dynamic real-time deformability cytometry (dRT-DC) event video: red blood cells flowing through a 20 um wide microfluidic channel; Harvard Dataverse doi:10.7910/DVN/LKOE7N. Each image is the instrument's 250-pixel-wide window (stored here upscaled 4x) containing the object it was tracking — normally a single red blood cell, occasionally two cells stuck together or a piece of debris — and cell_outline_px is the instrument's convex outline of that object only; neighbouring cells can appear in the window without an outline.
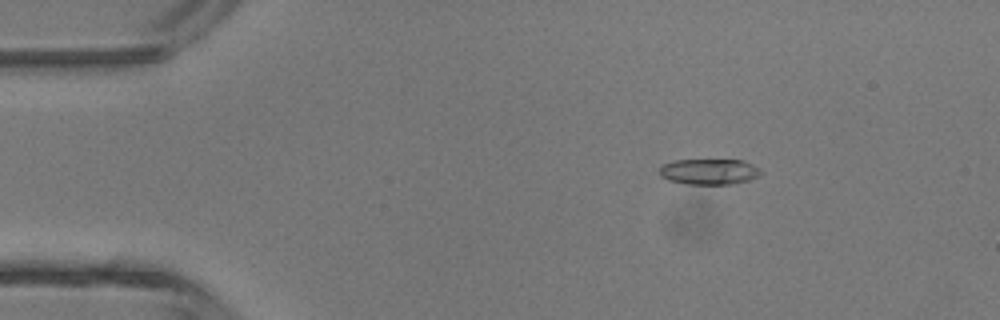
{"species": "common noctule bat (a hibernating species)", "species_latin": "Nyctalus noctula", "temperature_condition": "room temperature", "stored_images_in_passage": 4, "camera_frame_rate_fps": 3000, "um_per_image_px": 0.085, "animal": {"sex": "male", "body_mass_g": 13.3}, "frame": {"image": 1, "passage_image": 2, "time_ms": 0.333, "image_size_px": [1000, 320], "cell_outline_px": [[764, 172], [760, 176], [748, 180], [732, 184], [684, 184], [668, 180], [660, 176], [660, 168], [664, 164], [672, 160], [744, 160], [760, 168]], "centroid_in_image_um": [60.31, 14.59], "position_along_channel_um": 24.7, "area_um2": 15.37}}